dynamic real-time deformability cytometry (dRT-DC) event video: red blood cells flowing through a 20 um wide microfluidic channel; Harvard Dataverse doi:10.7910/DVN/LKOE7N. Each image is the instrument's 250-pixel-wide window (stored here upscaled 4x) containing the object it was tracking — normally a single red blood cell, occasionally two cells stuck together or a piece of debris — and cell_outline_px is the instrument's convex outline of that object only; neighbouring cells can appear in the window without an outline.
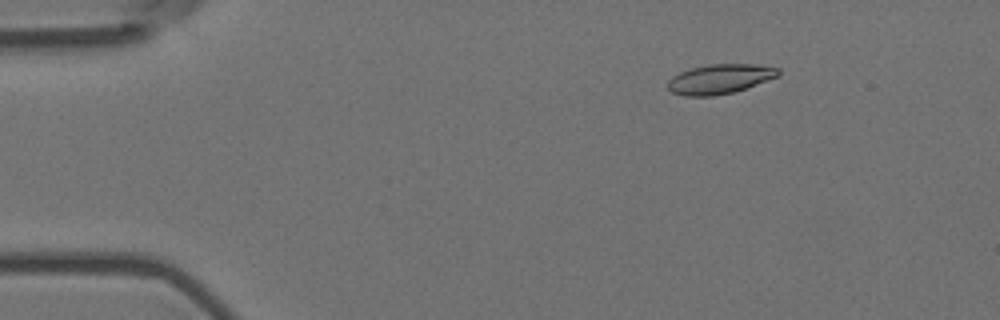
{"species": "Egyptian fruit bat (a non-hibernating species)", "species_latin": "Rousettus aegyptiacus", "temperature_condition": "room temperature", "stored_images_in_passage": 2, "camera_frame_rate_fps": 3000, "um_per_image_px": 0.085, "animal": {"sex": "female"}, "frame": {"image": 1, "passage_image": 2, "time_ms": 0.333, "image_size_px": [1000, 320], "cell_outline_px": [[780, 76], [732, 92], [712, 96], [684, 96], [672, 92], [668, 88], [668, 80], [672, 76], [680, 72], [692, 68], [708, 64], [756, 64], [780, 68]], "centroid_in_image_um": [61.19, 6.7], "position_along_channel_um": 23.8, "area_um2": 19.02}}